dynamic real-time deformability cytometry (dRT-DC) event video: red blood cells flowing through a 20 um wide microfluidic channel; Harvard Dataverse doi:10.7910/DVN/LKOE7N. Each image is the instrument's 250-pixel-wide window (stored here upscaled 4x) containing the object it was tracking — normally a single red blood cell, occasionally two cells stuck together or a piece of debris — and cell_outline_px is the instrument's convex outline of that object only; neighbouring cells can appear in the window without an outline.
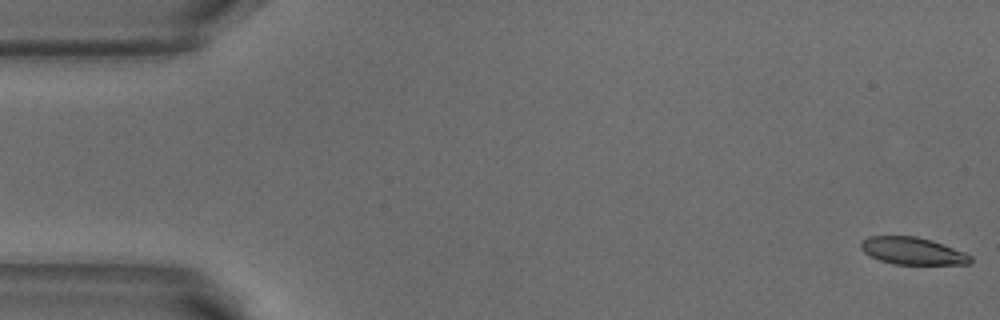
{"species": "common noctule bat (a hibernating species)", "species_latin": "Nyctalus noctula", "temperature_condition": "warm", "stored_images_in_passage": 16, "camera_frame_rate_fps": 3000, "um_per_image_px": 0.085, "animal": {"sex": "male", "body_mass_g": 18.8}, "frame": {"image": 1, "passage_image": 1, "time_ms": 0.0, "image_size_px": [1000, 320], "cell_outline_px": [[972, 260], [968, 264], [892, 264], [880, 260], [864, 252], [860, 248], [860, 244], [868, 236], [916, 236], [932, 240], [964, 252], [972, 256]], "centroid_in_image_um": [77.57, 21.33], "position_along_channel_um": 7.4, "area_um2": 17.28}}
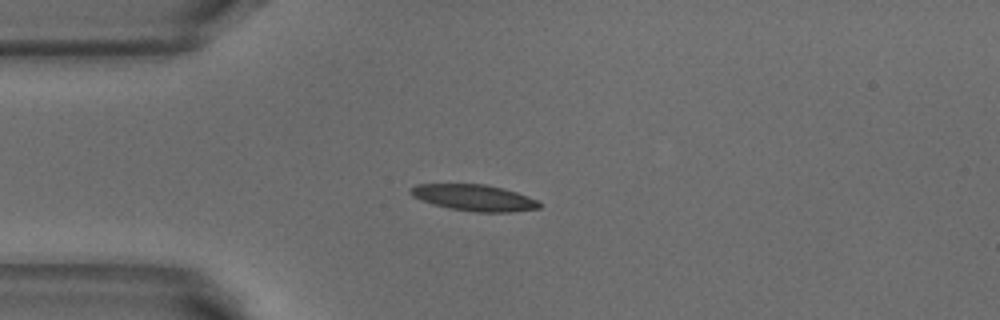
{"frame": {"image": 2, "passage_image": 13, "time_ms": 4.0, "image_size_px": [1000, 320], "cell_outline_px": [[540, 208], [508, 212], [476, 212], [452, 208], [432, 204], [412, 196], [408, 192], [416, 184], [484, 184], [504, 188], [528, 196], [536, 200], [540, 204]], "centroid_in_image_um": [40.29, 16.8], "position_along_channel_um": 44.7, "area_um2": 19.54}}